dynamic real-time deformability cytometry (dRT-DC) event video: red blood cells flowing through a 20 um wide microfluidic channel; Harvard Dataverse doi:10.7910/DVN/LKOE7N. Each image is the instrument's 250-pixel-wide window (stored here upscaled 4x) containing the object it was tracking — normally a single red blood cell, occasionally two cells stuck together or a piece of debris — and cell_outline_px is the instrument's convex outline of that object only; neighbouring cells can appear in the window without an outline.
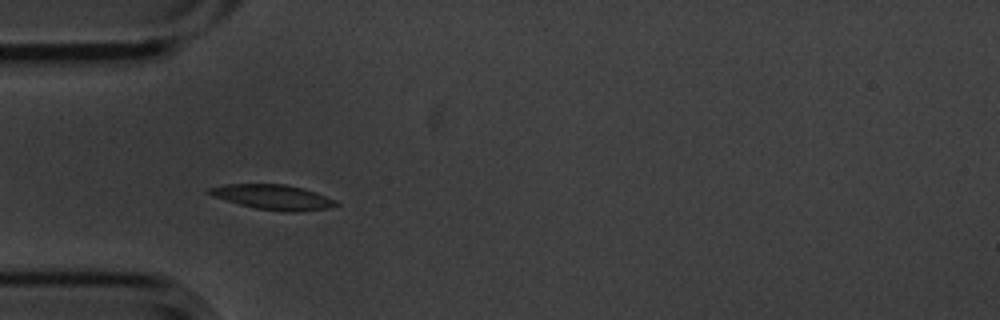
{"species": "common noctule bat (a hibernating species)", "species_latin": "Nyctalus noctula", "temperature_condition": "cold", "stored_images_in_passage": 10, "camera_frame_rate_fps": 3000, "um_per_image_px": 0.085, "animal": {"sex": "male", "body_mass_g": 20.1, "forearm_length_mm": 53.5}, "frame": {"image": 1, "passage_image": 3, "time_ms": 0.667, "image_size_px": [1000, 320], "cell_outline_px": [[340, 204], [324, 208], [296, 212], [288, 212], [256, 208], [240, 204], [212, 196], [204, 192], [208, 188], [224, 184], [284, 184], [304, 188], [316, 192], [336, 200]], "centroid_in_image_um": [23.17, 16.74], "position_along_channel_um": 61.8, "area_um2": 18.32}}
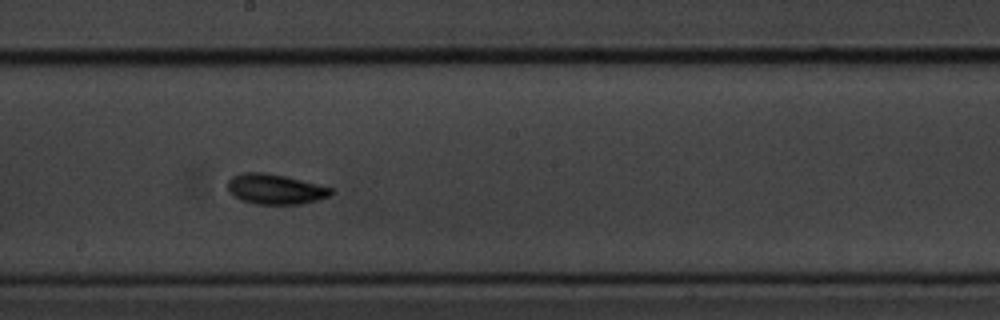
{"frame": {"image": 2, "passage_image": 7, "time_ms": 2.0, "image_size_px": [1000, 320], "cell_outline_px": [[336, 192], [328, 196], [316, 200], [300, 204], [256, 204], [240, 200], [232, 196], [228, 192], [228, 180], [232, 176], [244, 172], [260, 172], [284, 176], [332, 188]], "centroid_in_image_um": [23.35, 16.08], "position_along_channel_um": 224.9, "area_um2": 18.09}}
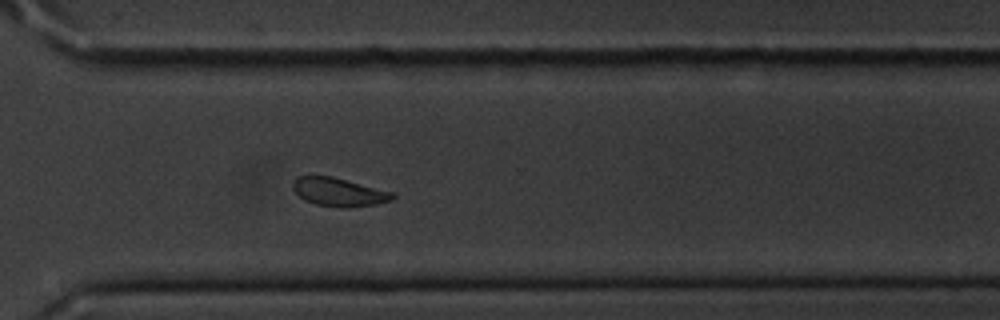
{"frame": {"image": 3, "passage_image": 10, "time_ms": 3.0, "image_size_px": [1000, 320], "cell_outline_px": [[396, 196], [392, 200], [376, 204], [348, 208], [340, 208], [316, 204], [304, 200], [292, 188], [292, 180], [296, 176], [332, 176], [396, 192]], "centroid_in_image_um": [28.83, 16.32], "position_along_channel_um": 341.8, "area_um2": 16.82}}